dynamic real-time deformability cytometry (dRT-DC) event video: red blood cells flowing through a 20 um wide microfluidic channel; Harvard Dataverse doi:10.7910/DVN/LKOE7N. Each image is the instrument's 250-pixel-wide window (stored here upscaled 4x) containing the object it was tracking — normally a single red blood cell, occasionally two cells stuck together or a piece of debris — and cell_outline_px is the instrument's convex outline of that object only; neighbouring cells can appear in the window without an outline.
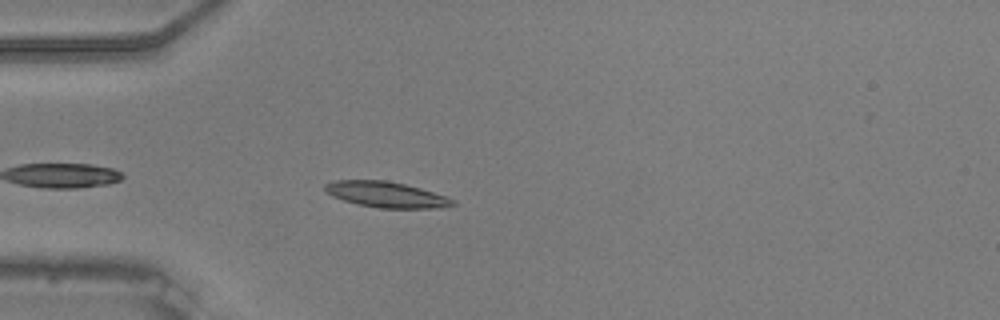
{"species": "common noctule bat (a hibernating species)", "species_latin": "Nyctalus noctula", "temperature_condition": "warm", "stored_images_in_passage": 25, "camera_frame_rate_fps": 3000, "um_per_image_px": 0.085, "animal": {"sex": "male", "body_mass_g": 20.5, "forearm_length_mm": 52.5}, "frame": {"image": 1, "passage_image": 4, "time_ms": 1.0, "image_size_px": [1000, 320], "cell_outline_px": [[456, 204], [440, 208], [380, 208], [356, 204], [332, 196], [324, 192], [324, 184], [332, 180], [384, 180], [404, 184], [420, 188], [448, 196], [456, 200]], "centroid_in_image_um": [32.83, 16.54], "position_along_channel_um": 52.2, "area_um2": 19.36}}
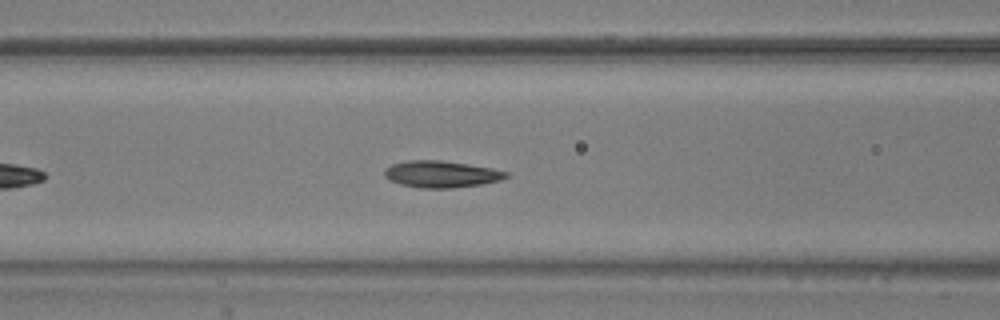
{"frame": {"image": 2, "passage_image": 11, "time_ms": 3.333, "image_size_px": [1000, 320], "cell_outline_px": [[508, 176], [500, 180], [480, 184], [452, 188], [420, 188], [400, 184], [388, 180], [384, 176], [384, 168], [392, 164], [408, 160], [440, 160], [492, 168], [508, 172]], "centroid_in_image_um": [37.45, 14.8], "position_along_channel_um": 129.1, "area_um2": 18.9}}
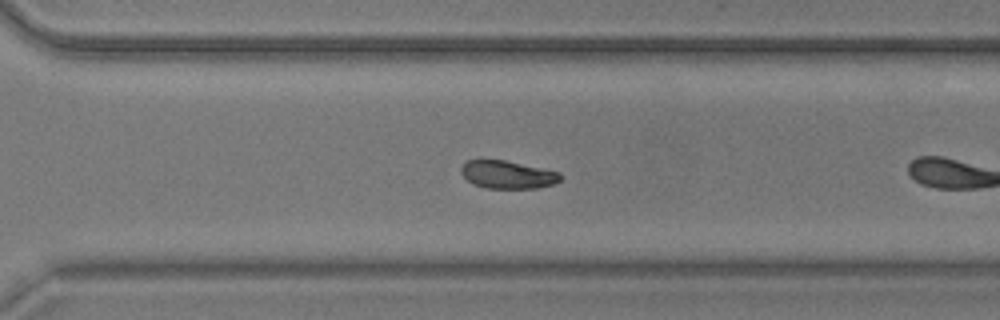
{"frame": {"image": 3, "passage_image": 24, "time_ms": 7.667, "image_size_px": [1000, 320], "cell_outline_px": [[564, 176], [560, 180], [552, 184], [536, 188], [484, 188], [472, 184], [460, 172], [460, 168], [468, 160], [504, 160], [560, 172]], "centroid_in_image_um": [43.15, 14.85], "position_along_channel_um": 327.5, "area_um2": 16.07}}